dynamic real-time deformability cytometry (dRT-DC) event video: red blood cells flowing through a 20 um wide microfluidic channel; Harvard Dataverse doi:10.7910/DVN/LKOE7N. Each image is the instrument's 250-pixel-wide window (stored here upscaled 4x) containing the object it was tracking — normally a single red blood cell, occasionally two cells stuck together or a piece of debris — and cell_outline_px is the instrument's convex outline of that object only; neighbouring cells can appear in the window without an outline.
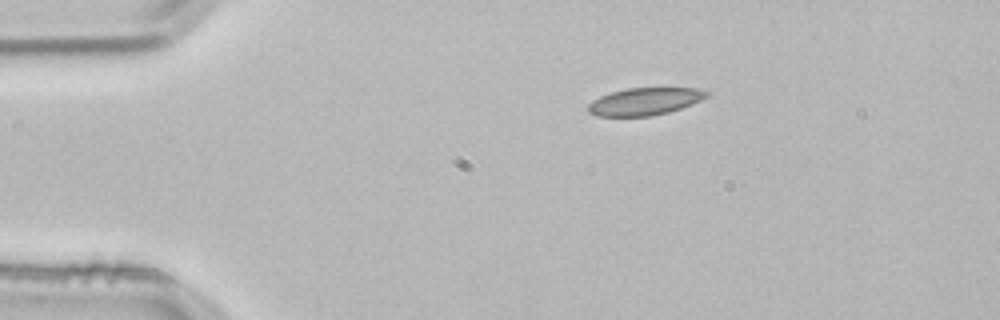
{"species": "common noctule bat (a hibernating species)", "species_latin": "Nyctalus noctula", "temperature_condition": "room temperature", "stored_images_in_passage": 2, "camera_frame_rate_fps": 3000, "um_per_image_px": 0.085, "animal": {"sex": "male", "body_mass_g": 21.5, "forearm_length_mm": 52.0}, "frame": {"image": 1, "passage_image": 1, "time_ms": 0.0, "image_size_px": [1000, 320], "cell_outline_px": [[708, 96], [692, 104], [668, 112], [652, 116], [596, 116], [588, 112], [588, 104], [592, 100], [600, 96], [612, 92], [628, 88], [696, 88], [708, 92]], "centroid_in_image_um": [54.77, 8.63], "position_along_channel_um": 30.2, "area_um2": 18.79}}
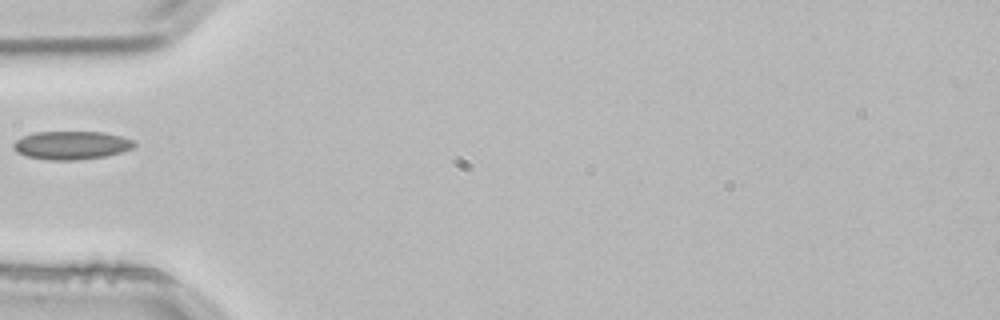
{"frame": {"image": 2, "passage_image": 2, "time_ms": 0.333, "image_size_px": [1000, 320], "cell_outline_px": [[136, 144], [132, 148], [120, 152], [104, 156], [72, 160], [52, 160], [28, 156], [16, 152], [12, 148], [12, 144], [16, 140], [24, 136], [36, 132], [104, 132], [120, 136], [132, 140]], "centroid_in_image_um": [6.04, 12.34], "position_along_channel_um": 79.0, "area_um2": 19.65}}